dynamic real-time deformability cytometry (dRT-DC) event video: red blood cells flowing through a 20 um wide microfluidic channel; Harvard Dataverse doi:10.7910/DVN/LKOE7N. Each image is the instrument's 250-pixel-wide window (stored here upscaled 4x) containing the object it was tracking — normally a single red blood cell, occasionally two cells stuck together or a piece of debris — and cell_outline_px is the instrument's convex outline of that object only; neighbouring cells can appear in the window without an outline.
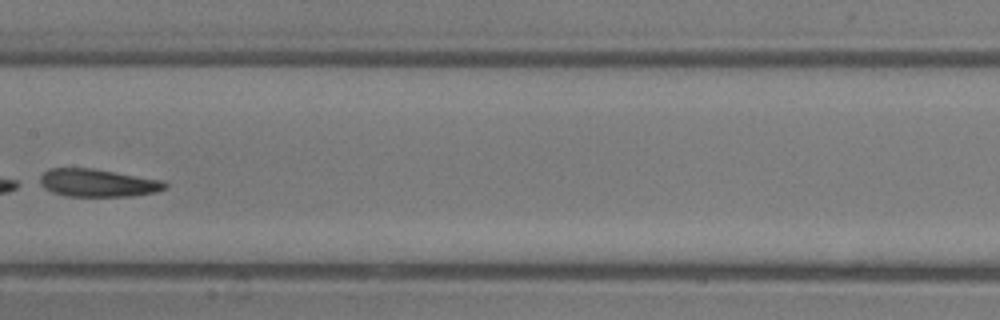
{"species": "common noctule bat (a hibernating species)", "species_latin": "Nyctalus noctula", "temperature_condition": "room temperature", "stored_images_in_passage": 7, "camera_frame_rate_fps": 3000, "um_per_image_px": 0.085, "animal": {"sex": "male", "body_mass_g": 13.3}, "frame": {"image": 1, "passage_image": 7, "time_ms": 7.0, "image_size_px": [1000, 320], "cell_outline_px": [[168, 188], [156, 192], [132, 196], [64, 196], [52, 192], [36, 184], [40, 176], [44, 172], [52, 168], [92, 168], [164, 180], [168, 184]], "centroid_in_image_um": [8.3, 15.55], "position_along_channel_um": 199.1, "area_um2": 20.58}}